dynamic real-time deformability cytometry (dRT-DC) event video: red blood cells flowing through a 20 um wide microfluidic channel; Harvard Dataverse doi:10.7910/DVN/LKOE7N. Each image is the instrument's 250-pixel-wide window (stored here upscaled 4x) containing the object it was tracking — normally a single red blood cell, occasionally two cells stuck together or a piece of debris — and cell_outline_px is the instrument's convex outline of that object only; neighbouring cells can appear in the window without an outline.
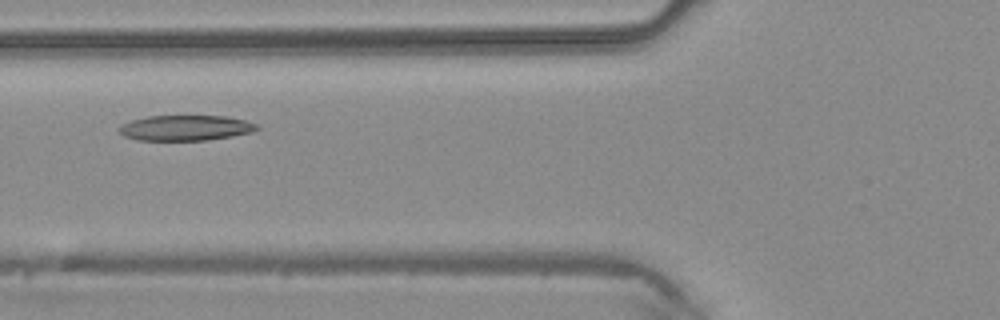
{"species": "common noctule bat (a hibernating species)", "species_latin": "Nyctalus noctula", "temperature_condition": "warm", "stored_images_in_passage": 32, "camera_frame_rate_fps": 3000, "um_per_image_px": 0.085, "animal": {"sex": "male", "body_mass_g": 20.4}, "frame": {"image": 1, "passage_image": 10, "time_ms": 3.0, "image_size_px": [1000, 320], "cell_outline_px": [[260, 128], [252, 132], [232, 136], [208, 140], [136, 140], [124, 136], [116, 128], [120, 124], [132, 120], [148, 116], [228, 116], [244, 120], [256, 124]], "centroid_in_image_um": [15.74, 10.87], "position_along_channel_um": 110.1, "area_um2": 20.46}}
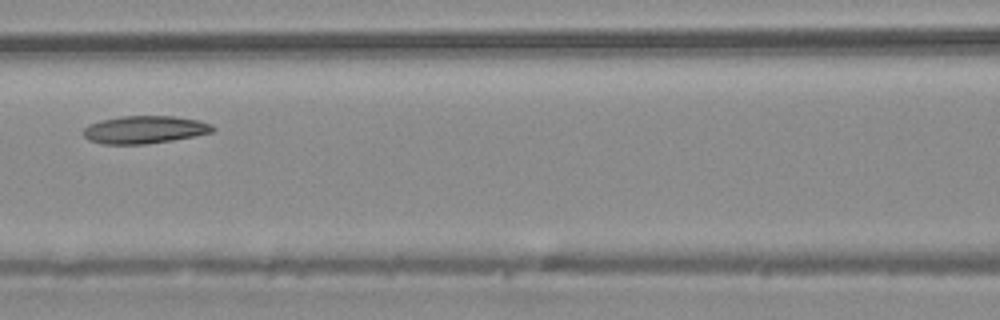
{"frame": {"image": 2, "passage_image": 13, "time_ms": 4.0, "image_size_px": [1000, 320], "cell_outline_px": [[216, 128], [212, 132], [172, 140], [148, 144], [104, 144], [88, 140], [84, 136], [84, 128], [88, 124], [100, 120], [120, 116], [172, 116], [200, 120], [212, 124]], "centroid_in_image_um": [12.28, 11.01], "position_along_channel_um": 154.3, "area_um2": 20.92}}
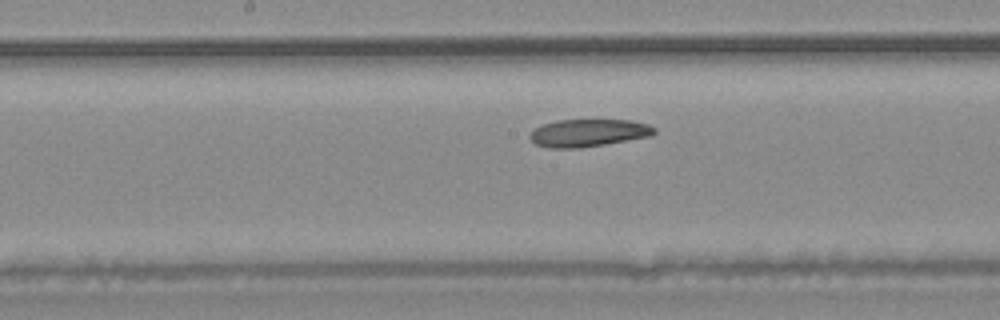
{"frame": {"image": 3, "passage_image": 16, "time_ms": 5.0, "image_size_px": [1000, 320], "cell_outline_px": [[656, 132], [652, 136], [580, 148], [548, 148], [536, 144], [528, 136], [536, 128], [544, 124], [556, 120], [632, 120], [648, 124], [656, 128]], "centroid_in_image_um": [50.04, 11.29], "position_along_channel_um": 198.2, "area_um2": 19.94}}